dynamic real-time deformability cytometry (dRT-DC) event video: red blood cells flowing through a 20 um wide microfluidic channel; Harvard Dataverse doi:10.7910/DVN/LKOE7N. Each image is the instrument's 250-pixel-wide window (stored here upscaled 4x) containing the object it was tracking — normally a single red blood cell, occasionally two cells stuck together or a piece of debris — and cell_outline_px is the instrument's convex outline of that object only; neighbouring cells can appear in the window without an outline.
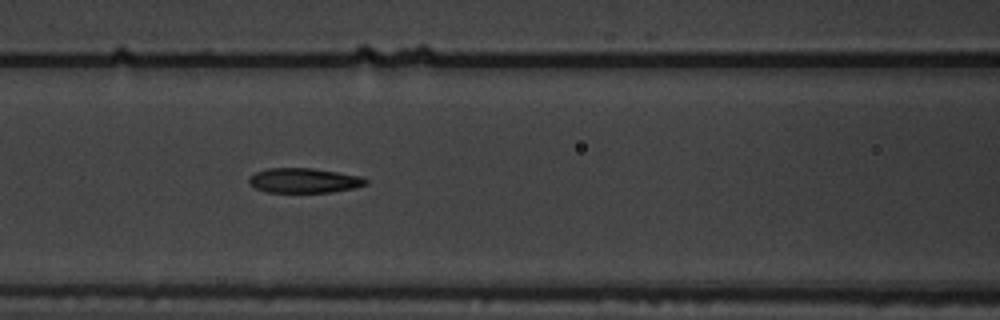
{"species": "common noctule bat (a hibernating species)", "species_latin": "Nyctalus noctula", "temperature_condition": "warm", "stored_images_in_passage": 8, "segment_of_instrument_passage": [1, 2], "camera_frame_rate_fps": 3000, "um_per_image_px": 0.085, "animal": {"sex": "male", "body_mass_g": 19.5, "forearm_length_mm": 54.6}, "frame": {"image": 1, "passage_image": 7, "time_ms": 2.0, "image_size_px": [1000, 320], "cell_outline_px": [[368, 184], [356, 188], [332, 192], [264, 192], [248, 184], [248, 176], [256, 172], [268, 168], [312, 168], [360, 176], [368, 180]], "centroid_in_image_um": [25.82, 15.35], "position_along_channel_um": 140.8, "area_um2": 16.99}}